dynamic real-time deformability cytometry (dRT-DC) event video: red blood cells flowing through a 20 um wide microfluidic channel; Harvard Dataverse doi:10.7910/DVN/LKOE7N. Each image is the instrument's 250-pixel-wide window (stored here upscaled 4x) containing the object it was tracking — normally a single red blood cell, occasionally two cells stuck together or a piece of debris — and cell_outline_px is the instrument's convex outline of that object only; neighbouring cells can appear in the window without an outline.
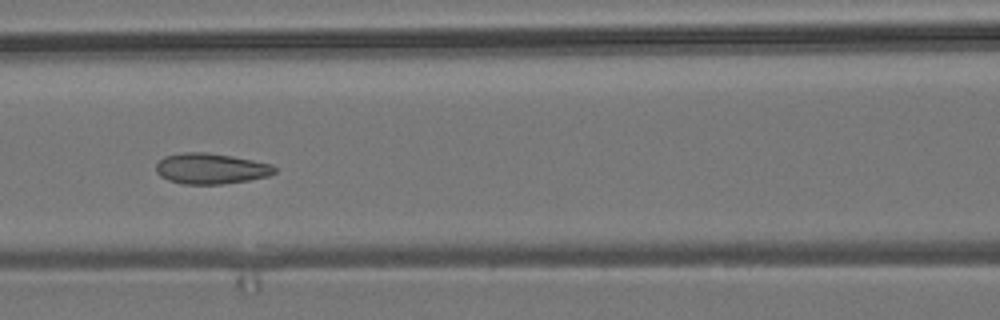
{"species": "common noctule bat (a hibernating species)", "species_latin": "Nyctalus noctula", "temperature_condition": "room temperature", "stored_images_in_passage": 8, "camera_frame_rate_fps": 3000, "um_per_image_px": 0.085, "animal": {"sex": "male", "body_mass_g": 19.2, "forearm_length_mm": 51.8}, "frame": {"image": 1, "passage_image": 7, "time_ms": 2.0, "image_size_px": [1000, 320], "cell_outline_px": [[276, 172], [268, 176], [248, 180], [220, 184], [184, 184], [168, 180], [160, 176], [156, 172], [156, 164], [164, 156], [184, 152], [204, 152], [232, 156], [272, 164], [276, 168]], "centroid_in_image_um": [17.91, 14.33], "position_along_channel_um": 148.7, "area_um2": 21.15}}
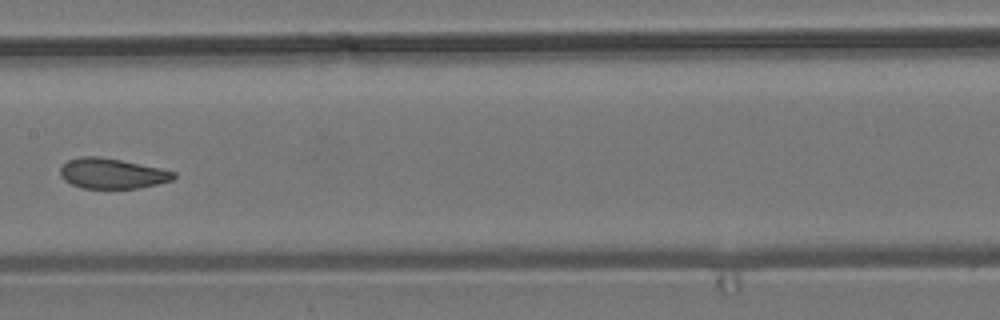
{"frame": {"image": 2, "passage_image": 8, "time_ms": 2.333, "image_size_px": [1000, 320], "cell_outline_px": [[176, 176], [172, 180], [140, 188], [84, 188], [72, 184], [64, 180], [60, 176], [60, 168], [68, 160], [80, 156], [100, 156], [160, 168], [176, 172]], "centroid_in_image_um": [9.52, 14.74], "position_along_channel_um": 197.9, "area_um2": 19.94}}